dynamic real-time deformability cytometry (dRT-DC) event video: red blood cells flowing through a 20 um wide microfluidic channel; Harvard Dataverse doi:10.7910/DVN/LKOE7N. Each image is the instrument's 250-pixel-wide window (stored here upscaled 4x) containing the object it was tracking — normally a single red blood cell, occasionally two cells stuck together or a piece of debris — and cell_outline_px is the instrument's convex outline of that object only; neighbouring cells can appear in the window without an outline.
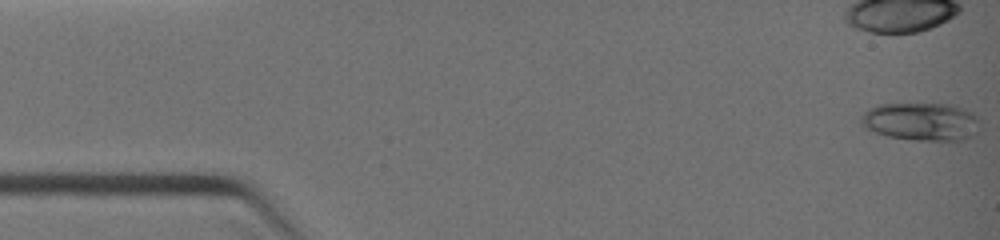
{"species": "common noctule bat (a hibernating species)", "species_latin": "Nyctalus noctula", "temperature_condition": "warm", "stored_images_in_passage": 6, "camera_frame_rate_fps": 3000, "um_per_image_px": 0.085, "animal": {"sex": "female", "body_mass_g": 19.0, "forearm_length_mm": 51.5}, "frame": {"image": 1, "passage_image": 1, "time_ms": 0.0, "image_size_px": [1000, 240], "cell_outline_px": [[976, 132], [964, 140], [912, 140], [888, 136], [864, 128], [860, 124], [860, 116], [868, 108], [880, 104], [952, 104], [972, 112], [976, 116]], "centroid_in_image_um": [78.23, 10.33], "position_along_channel_um": 6.8, "area_um2": 26.18}}